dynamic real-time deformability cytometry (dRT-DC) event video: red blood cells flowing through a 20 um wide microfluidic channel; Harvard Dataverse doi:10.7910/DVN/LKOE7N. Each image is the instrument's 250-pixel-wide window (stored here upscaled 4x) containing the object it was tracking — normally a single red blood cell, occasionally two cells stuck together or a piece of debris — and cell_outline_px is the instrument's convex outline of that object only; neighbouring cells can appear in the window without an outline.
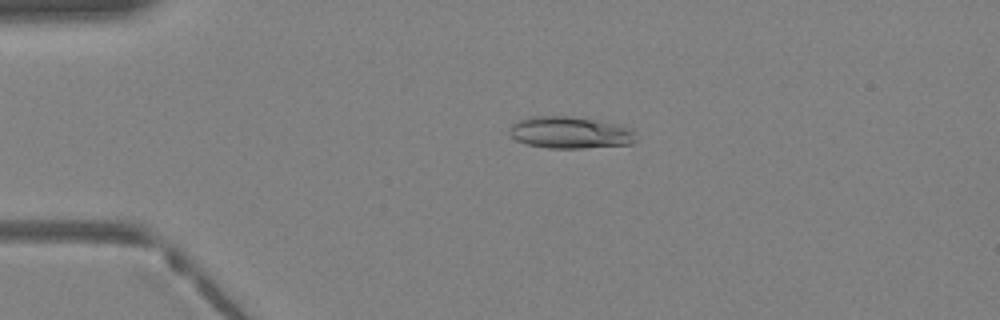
{"species": "Egyptian fruit bat (a non-hibernating species)", "species_latin": "Rousettus aegyptiacus", "temperature_condition": "warm", "stored_images_in_passage": 38, "camera_frame_rate_fps": 3000, "um_per_image_px": 0.085, "animal": {"sex": "female"}, "frame": {"image": 1, "passage_image": 7, "time_ms": 2.0, "image_size_px": [1000, 320], "cell_outline_px": [[636, 140], [632, 144], [584, 148], [548, 148], [528, 144], [516, 140], [508, 132], [512, 124], [528, 116], [572, 116], [620, 124], [632, 128]], "centroid_in_image_um": [48.48, 11.26], "position_along_channel_um": 36.5, "area_um2": 23.64}}
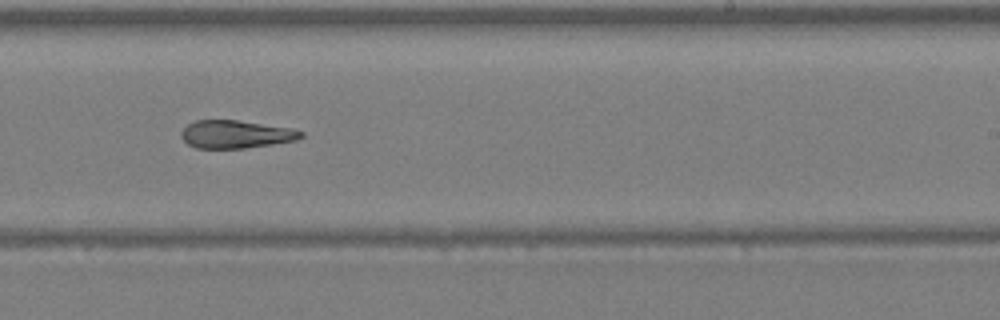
{"frame": {"image": 2, "passage_image": 23, "time_ms": 7.333, "image_size_px": [1000, 320], "cell_outline_px": [[304, 136], [296, 140], [272, 144], [244, 148], [196, 148], [188, 144], [180, 136], [180, 132], [188, 124], [196, 120], [236, 120], [292, 128], [304, 132]], "centroid_in_image_um": [20.04, 11.41], "position_along_channel_um": 269.0, "area_um2": 19.42}}
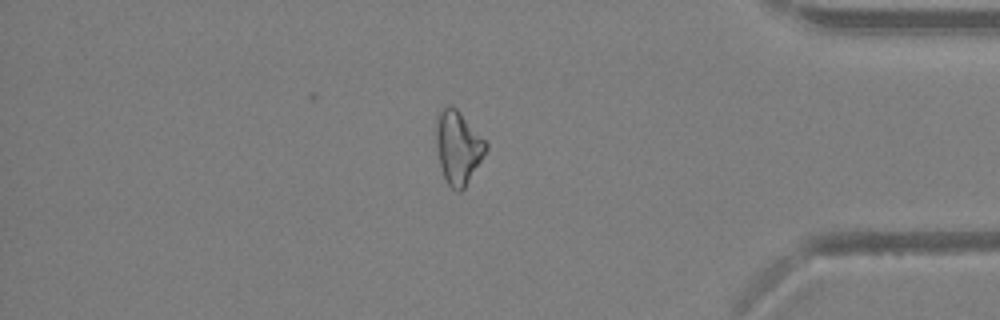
{"frame": {"image": 3, "passage_image": 32, "time_ms": 10.333, "image_size_px": [1000, 320], "cell_outline_px": [[488, 148], [464, 188], [460, 192], [456, 192], [448, 184], [444, 176], [440, 164], [436, 144], [436, 116], [440, 108], [448, 104], [456, 108], [488, 144]], "centroid_in_image_um": [38.91, 12.5], "position_along_channel_um": 396.3, "area_um2": 20.98}}